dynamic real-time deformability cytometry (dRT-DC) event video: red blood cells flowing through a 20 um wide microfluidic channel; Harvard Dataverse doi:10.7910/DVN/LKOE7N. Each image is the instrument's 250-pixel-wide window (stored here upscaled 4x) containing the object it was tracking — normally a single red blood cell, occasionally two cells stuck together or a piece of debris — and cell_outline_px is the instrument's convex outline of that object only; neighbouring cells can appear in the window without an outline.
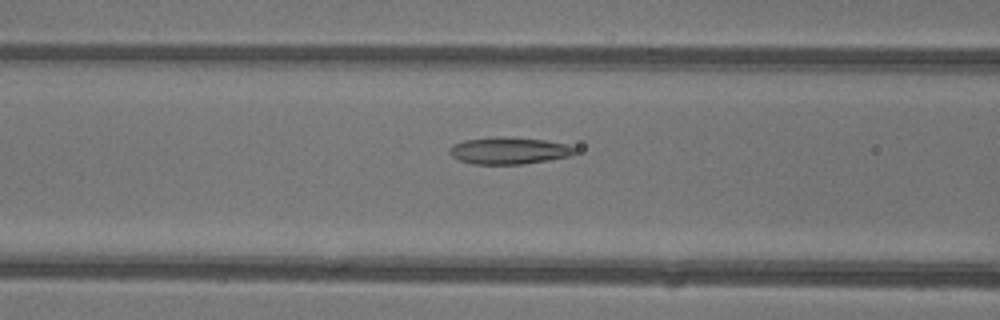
{"species": "common noctule bat (a hibernating species)", "species_latin": "Nyctalus noctula", "temperature_condition": "warm", "stored_images_in_passage": 47, "camera_frame_rate_fps": 3000, "um_per_image_px": 0.085, "animal": {"sex": "female"}, "frame": {"image": 1, "passage_image": 20, "time_ms": 6.333, "image_size_px": [1000, 320], "cell_outline_px": [[576, 152], [568, 156], [548, 160], [524, 164], [472, 164], [460, 160], [452, 156], [448, 152], [448, 148], [452, 144], [464, 140], [496, 136], [500, 136], [544, 140], [568, 144], [576, 148]], "centroid_in_image_um": [43.22, 12.8], "position_along_channel_um": 123.4, "area_um2": 19.77}}
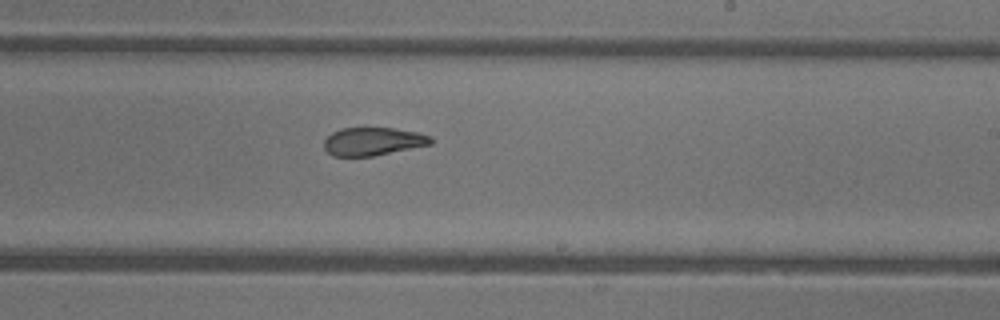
{"frame": {"image": 2, "passage_image": 29, "time_ms": 9.333, "image_size_px": [1000, 320], "cell_outline_px": [[432, 144], [372, 156], [332, 156], [324, 148], [324, 140], [332, 132], [340, 128], [392, 128], [420, 132], [432, 136]], "centroid_in_image_um": [31.71, 12.01], "position_along_channel_um": 257.3, "area_um2": 17.51}}
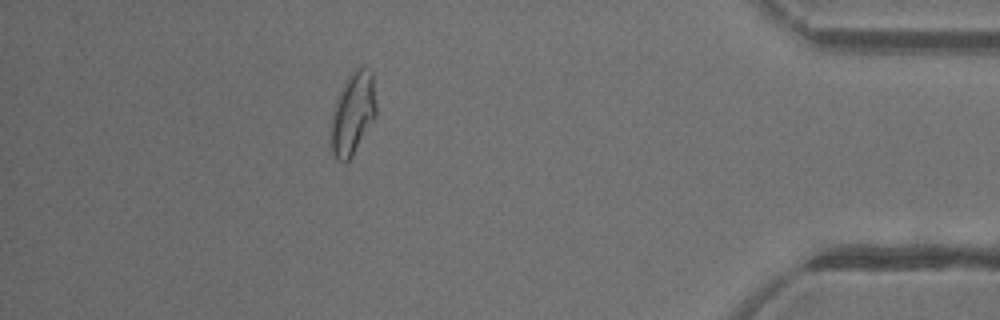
{"frame": {"image": 3, "passage_image": 42, "time_ms": 13.667, "image_size_px": [1000, 320], "cell_outline_px": [[376, 116], [352, 156], [344, 164], [336, 160], [332, 152], [328, 132], [332, 112], [336, 96], [340, 88], [348, 76], [356, 68], [360, 68], [372, 72], [376, 104]], "centroid_in_image_um": [29.93, 9.7], "position_along_channel_um": 405.3, "area_um2": 22.14}, "authors_computed_cell_mechanics": {"area_um2": 20.9814, "velocity_mm_per_s": 4.4671, "shape_relaxation_time_tau1_ms": null, "shape_relaxation_time_tau2_ms": 1.8158, "deformation_change_tau1": null, "deformation_change_tau2": 0.0915}}